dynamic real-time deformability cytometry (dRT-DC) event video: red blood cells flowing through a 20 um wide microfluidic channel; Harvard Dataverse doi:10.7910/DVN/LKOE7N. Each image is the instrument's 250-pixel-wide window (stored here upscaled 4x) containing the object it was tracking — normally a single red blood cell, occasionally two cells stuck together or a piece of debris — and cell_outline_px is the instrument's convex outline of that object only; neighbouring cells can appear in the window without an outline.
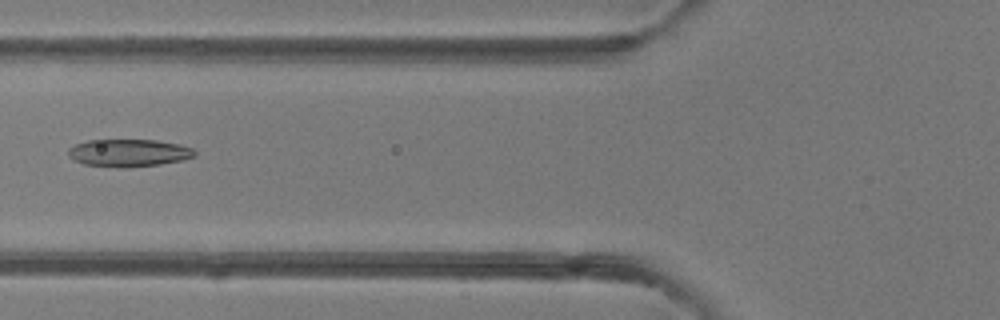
{"species": "common noctule bat (a hibernating species)", "species_latin": "Nyctalus noctula", "temperature_condition": "room temperature", "stored_images_in_passage": 2, "camera_frame_rate_fps": 3000, "um_per_image_px": 0.085, "animal": {"sex": "female"}, "frame": {"image": 1, "passage_image": 2, "time_ms": 1.0, "image_size_px": [1000, 320], "cell_outline_px": [[196, 156], [180, 160], [160, 164], [128, 168], [120, 168], [84, 164], [68, 156], [68, 148], [76, 144], [88, 140], [156, 140], [180, 144], [192, 148], [196, 152]], "centroid_in_image_um": [10.94, 13.0], "position_along_channel_um": 114.9, "area_um2": 20.29}}